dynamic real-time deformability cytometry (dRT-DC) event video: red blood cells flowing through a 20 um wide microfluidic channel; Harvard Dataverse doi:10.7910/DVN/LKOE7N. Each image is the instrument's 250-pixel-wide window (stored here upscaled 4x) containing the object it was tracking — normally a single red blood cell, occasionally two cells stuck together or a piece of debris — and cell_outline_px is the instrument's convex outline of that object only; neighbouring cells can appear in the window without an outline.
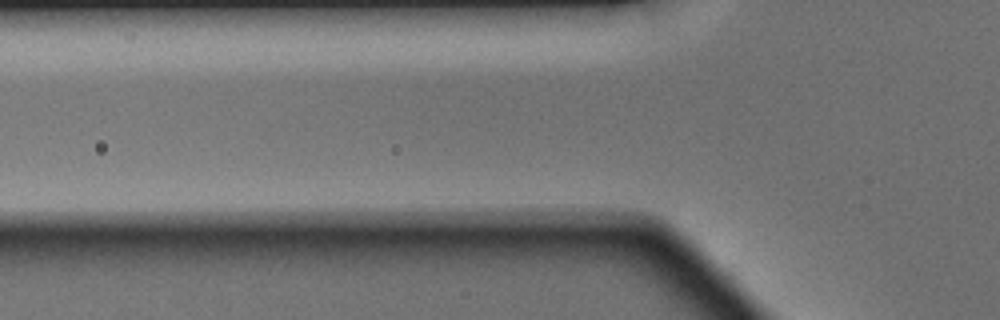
{"species": "Egyptian fruit bat (a non-hibernating species)", "species_latin": "Rousettus aegyptiacus", "temperature_condition": "warm", "stored_images_in_passage": 3, "camera_frame_rate_fps": 3000, "um_per_image_px": 0.085, "animal": {"sex": "male"}, "frame": {"image": 1, "passage_image": 2, "time_ms": 0.333, "image_size_px": [1000, 320], "cell_outline_px": [[712, 276], [708, 276], [592, 228], [604, 224], [608, 224], [640, 228], [664, 232], [676, 236], [700, 260]], "centroid_in_image_um": [55.81, 20.81], "position_along_channel_um": 70.0, "area_um2": 14.45}}